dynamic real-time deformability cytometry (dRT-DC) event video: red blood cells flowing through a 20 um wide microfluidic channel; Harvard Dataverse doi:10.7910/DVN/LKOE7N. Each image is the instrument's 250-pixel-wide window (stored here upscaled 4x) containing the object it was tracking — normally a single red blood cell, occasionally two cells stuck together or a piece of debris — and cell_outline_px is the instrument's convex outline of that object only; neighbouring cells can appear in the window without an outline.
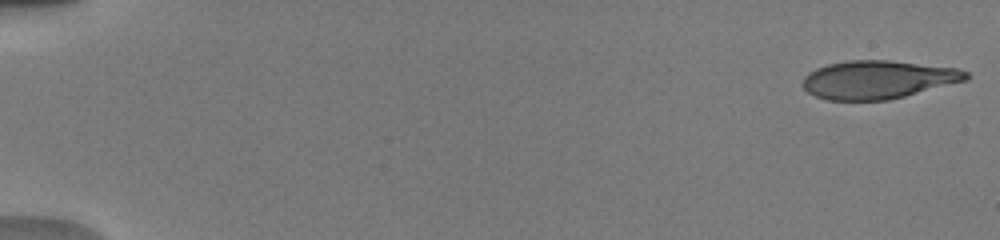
{"species": "human", "species_latin": "Homo sapiens", "temperature_condition": "warm", "stored_images_in_passage": 9, "camera_frame_rate_fps": 3000, "um_per_image_px": 0.085, "donor": {"sex": "male"}, "frame": {"image": 1, "passage_image": 1, "time_ms": 0.0, "image_size_px": [1000, 240], "cell_outline_px": [[968, 80], [888, 100], [828, 100], [816, 96], [808, 92], [800, 84], [804, 76], [808, 72], [816, 68], [828, 64], [848, 60], [888, 60], [956, 68], [968, 72]], "centroid_in_image_um": [74.59, 6.77], "position_along_channel_um": 10.4, "area_um2": 36.36}}
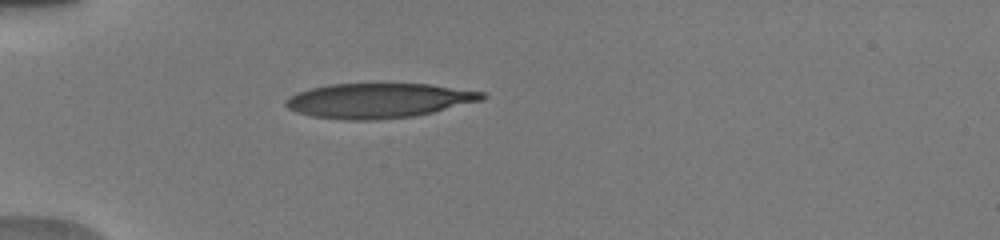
{"frame": {"image": 2, "passage_image": 6, "time_ms": 5.0, "image_size_px": [1000, 240], "cell_outline_px": [[488, 96], [484, 100], [416, 116], [376, 120], [348, 120], [312, 116], [296, 112], [288, 108], [284, 104], [284, 100], [296, 92], [308, 88], [328, 84], [428, 84], [484, 92]], "centroid_in_image_um": [32.17, 8.55], "position_along_channel_um": 52.8, "area_um2": 40.0}}
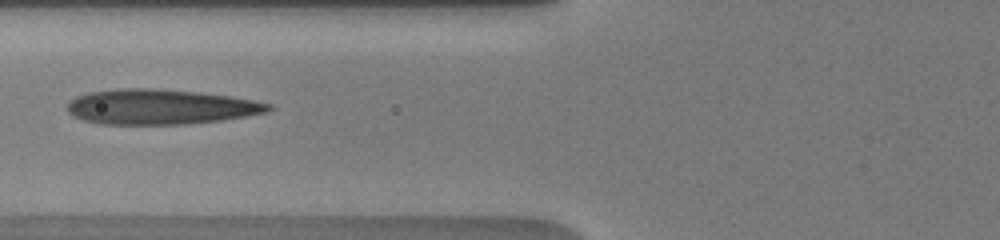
{"frame": {"image": 3, "passage_image": 8, "time_ms": 7.0, "image_size_px": [1000, 240], "cell_outline_px": [[276, 108], [268, 112], [220, 120], [188, 124], [100, 124], [84, 120], [72, 116], [68, 112], [68, 100], [76, 96], [88, 92], [116, 88], [156, 88], [200, 92], [228, 96], [252, 100], [272, 104]], "centroid_in_image_um": [13.61, 9.07], "position_along_channel_um": 112.2, "area_um2": 41.38}}